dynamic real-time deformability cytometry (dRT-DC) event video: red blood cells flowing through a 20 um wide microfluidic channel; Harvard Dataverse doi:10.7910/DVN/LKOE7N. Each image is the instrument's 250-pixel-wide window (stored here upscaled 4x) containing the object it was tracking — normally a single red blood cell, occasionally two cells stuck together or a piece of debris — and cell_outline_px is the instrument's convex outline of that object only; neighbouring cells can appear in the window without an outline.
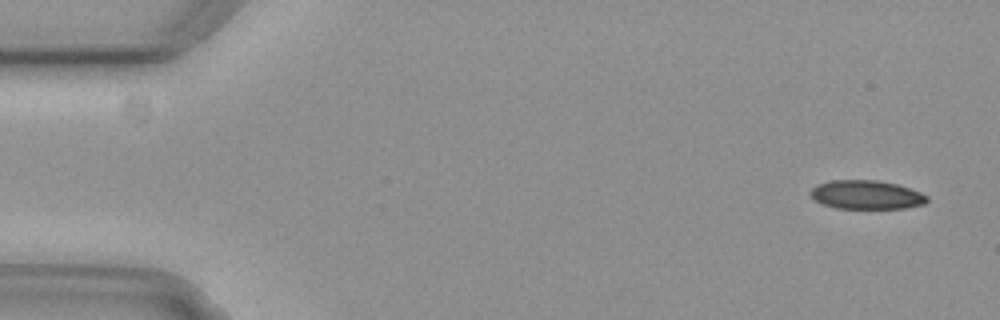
{"species": "common noctule bat (a hibernating species)", "species_latin": "Nyctalus noctula", "temperature_condition": "cold", "stored_images_in_passage": 6, "camera_frame_rate_fps": 3000, "um_per_image_px": 0.085, "animal": {"sex": "female", "body_mass_g": 29.2, "forearm_length_mm": 56.3}, "frame": {"image": 1, "passage_image": 1, "time_ms": 0.0, "image_size_px": [1000, 320], "cell_outline_px": [[928, 200], [924, 204], [904, 208], [836, 208], [824, 204], [816, 200], [808, 192], [816, 184], [832, 180], [876, 180], [896, 184], [920, 192], [928, 196]], "centroid_in_image_um": [73.63, 16.55], "position_along_channel_um": 11.4, "area_um2": 19.42}}
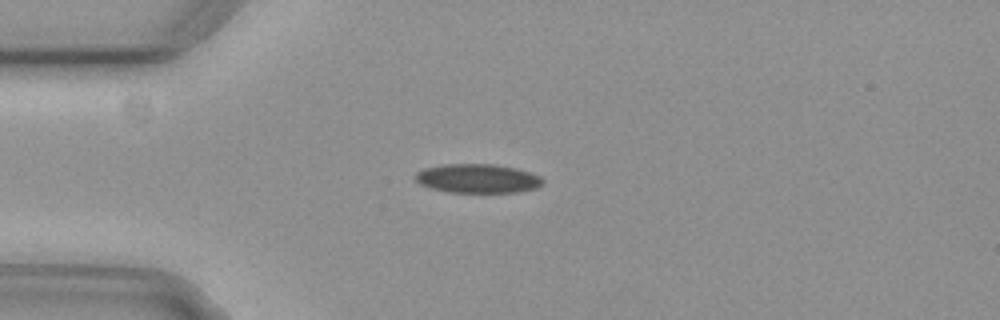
{"frame": {"image": 2, "passage_image": 4, "time_ms": 1.0, "image_size_px": [1000, 320], "cell_outline_px": [[544, 180], [536, 188], [516, 192], [448, 192], [432, 188], [420, 184], [416, 180], [416, 172], [424, 168], [444, 164], [496, 164], [516, 168], [532, 172], [540, 176]], "centroid_in_image_um": [40.61, 15.16], "position_along_channel_um": 44.4, "area_um2": 21.5}}
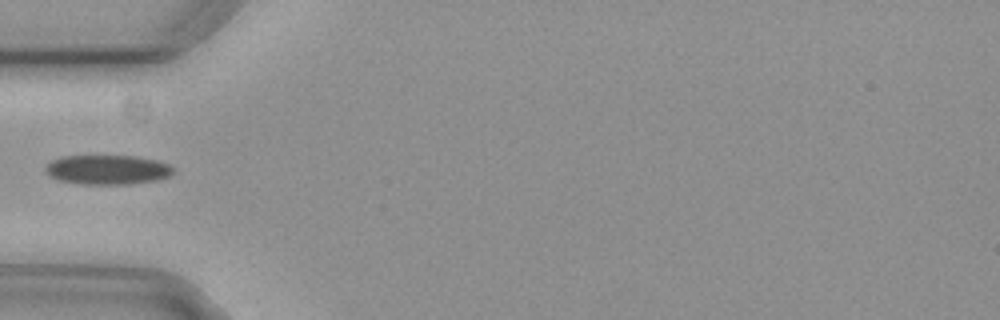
{"frame": {"image": 3, "passage_image": 5, "time_ms": 1.333, "image_size_px": [1000, 320], "cell_outline_px": [[172, 172], [168, 176], [156, 180], [128, 184], [80, 184], [60, 180], [48, 176], [44, 172], [44, 168], [52, 160], [60, 156], [136, 156], [156, 160], [168, 164], [172, 168]], "centroid_in_image_um": [9.07, 14.42], "position_along_channel_um": 75.9, "area_um2": 21.91}}